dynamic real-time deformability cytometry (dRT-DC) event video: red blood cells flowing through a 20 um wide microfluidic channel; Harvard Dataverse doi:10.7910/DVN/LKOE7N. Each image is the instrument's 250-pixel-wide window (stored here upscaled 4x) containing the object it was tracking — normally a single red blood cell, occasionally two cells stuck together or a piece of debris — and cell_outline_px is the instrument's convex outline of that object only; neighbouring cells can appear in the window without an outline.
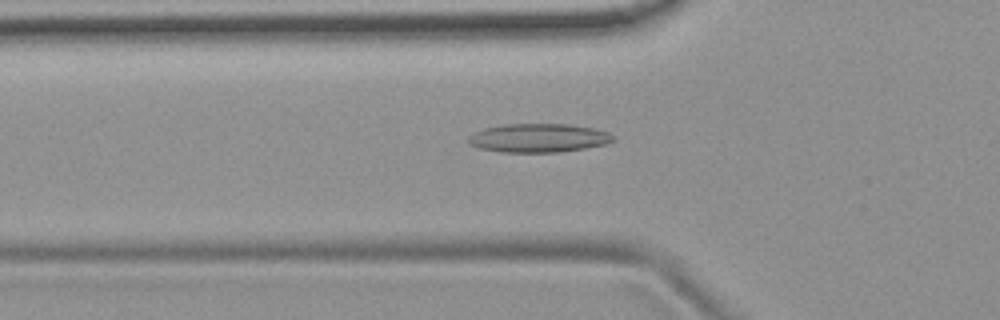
{"species": "common noctule bat (a hibernating species)", "species_latin": "Nyctalus noctula", "temperature_condition": "room temperature", "stored_images_in_passage": 51, "camera_frame_rate_fps": 3000, "um_per_image_px": 0.085, "animal": {"sex": "female", "body_mass_g": 19.9}, "frame": {"image": 1, "passage_image": 18, "time_ms": 5.667, "image_size_px": [1000, 320], "cell_outline_px": [[616, 140], [608, 144], [560, 152], [500, 152], [480, 148], [468, 144], [468, 136], [472, 132], [484, 128], [504, 124], [568, 124], [592, 128], [608, 132], [616, 136]], "centroid_in_image_um": [45.77, 11.73], "position_along_channel_um": 80.0, "area_um2": 24.45}}
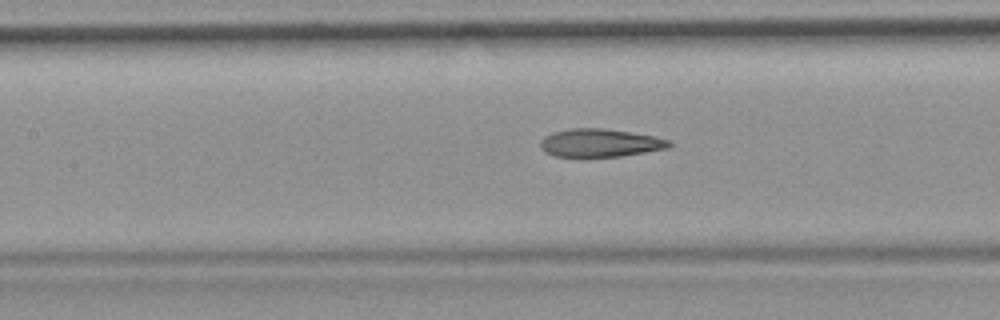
{"frame": {"image": 2, "passage_image": 24, "time_ms": 7.667, "image_size_px": [1000, 320], "cell_outline_px": [[672, 144], [668, 148], [620, 156], [556, 156], [544, 152], [540, 144], [540, 140], [544, 136], [552, 132], [568, 128], [604, 128], [652, 136], [672, 140]], "centroid_in_image_um": [50.98, 12.13], "position_along_channel_um": 156.4, "area_um2": 20.92}}
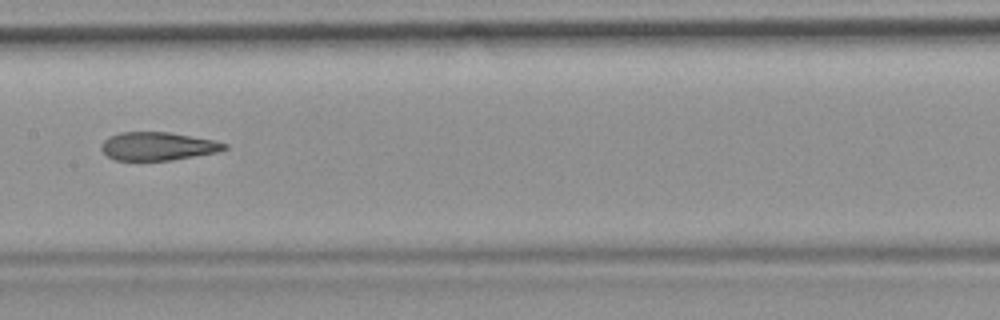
{"frame": {"image": 3, "passage_image": 27, "time_ms": 8.667, "image_size_px": [1000, 320], "cell_outline_px": [[228, 148], [216, 152], [172, 160], [116, 160], [108, 156], [100, 148], [100, 144], [108, 136], [120, 132], [168, 132], [212, 140], [228, 144]], "centroid_in_image_um": [13.37, 12.42], "position_along_channel_um": 194.0, "area_um2": 20.11}, "authors_computed_cell_mechanics": {"area_um2": 21.964, "velocity_mm_per_s": 3.7813, "shape_relaxation_time_tau1_ms": null, "shape_relaxation_time_tau2_ms": 2.3226, "deformation_change_tau1": null, "deformation_change_tau2": 0.117}}